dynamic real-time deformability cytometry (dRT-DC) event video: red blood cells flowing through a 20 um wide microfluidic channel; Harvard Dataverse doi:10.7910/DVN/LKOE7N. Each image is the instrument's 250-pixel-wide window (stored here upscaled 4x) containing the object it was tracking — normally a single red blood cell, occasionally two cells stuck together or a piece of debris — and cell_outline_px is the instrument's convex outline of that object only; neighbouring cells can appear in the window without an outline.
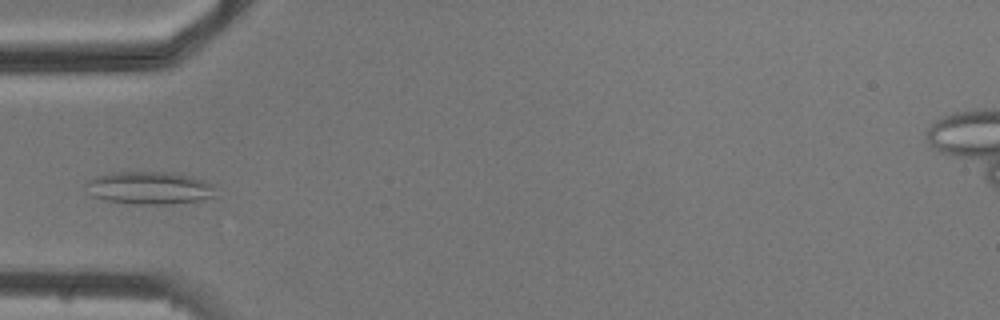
{"species": "common noctule bat (a hibernating species)", "species_latin": "Nyctalus noctula", "temperature_condition": "cold", "stored_images_in_passage": 11, "camera_frame_rate_fps": 3000, "um_per_image_px": 0.085, "animal": {"sex": "male", "body_mass_g": 20.5, "forearm_length_mm": 52.5}, "frame": {"image": 1, "passage_image": 4, "time_ms": 4.333, "image_size_px": [1000, 320], "cell_outline_px": [[216, 184], [212, 196], [200, 200], [164, 204], [136, 204], [104, 200], [92, 196], [84, 184], [88, 180], [96, 176], [112, 172], [172, 172], [192, 176]], "centroid_in_image_um": [12.69, 15.96], "position_along_channel_um": 72.3, "area_um2": 24.74}}
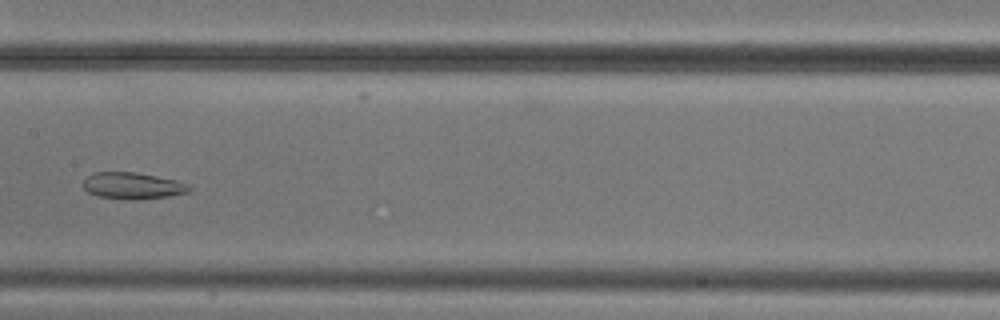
{"frame": {"image": 2, "passage_image": 7, "time_ms": 7.667, "image_size_px": [1000, 320], "cell_outline_px": [[192, 188], [188, 192], [168, 196], [136, 200], [120, 200], [96, 196], [88, 192], [84, 188], [84, 180], [88, 176], [96, 172], [136, 172], [176, 180], [188, 184]], "centroid_in_image_um": [11.27, 15.8], "position_along_channel_um": 196.1, "area_um2": 16.53}}
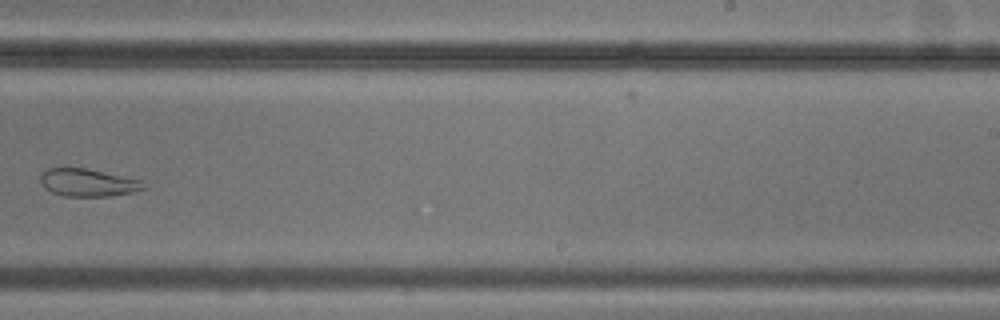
{"frame": {"image": 3, "passage_image": 9, "time_ms": 10.0, "image_size_px": [1000, 320], "cell_outline_px": [[148, 188], [132, 192], [112, 196], [64, 196], [52, 192], [44, 188], [40, 180], [40, 176], [48, 168], [84, 168], [140, 180]], "centroid_in_image_um": [7.46, 15.53], "position_along_channel_um": 281.5, "area_um2": 16.42}}